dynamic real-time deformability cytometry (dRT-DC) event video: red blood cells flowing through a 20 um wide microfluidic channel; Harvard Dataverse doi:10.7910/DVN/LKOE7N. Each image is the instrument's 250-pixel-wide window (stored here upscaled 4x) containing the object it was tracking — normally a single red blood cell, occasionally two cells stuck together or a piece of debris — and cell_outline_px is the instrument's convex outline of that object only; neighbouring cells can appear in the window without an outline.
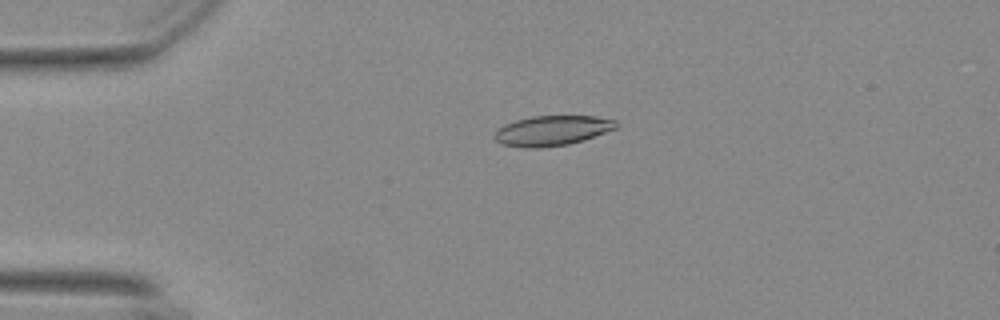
{"species": "Egyptian fruit bat (a non-hibernating species)", "species_latin": "Rousettus aegyptiacus", "temperature_condition": "warm", "stored_images_in_passage": 56, "camera_frame_rate_fps": 3000, "um_per_image_px": 0.085, "animal": {"sex": "female"}, "frame": {"image": 1, "passage_image": 13, "time_ms": 4.0, "image_size_px": [1000, 320], "cell_outline_px": [[620, 124], [616, 128], [584, 140], [568, 144], [540, 148], [528, 148], [500, 144], [492, 136], [496, 128], [504, 124], [516, 120], [532, 116], [596, 116], [616, 120]], "centroid_in_image_um": [46.9, 11.1], "position_along_channel_um": 38.1, "area_um2": 21.5}}
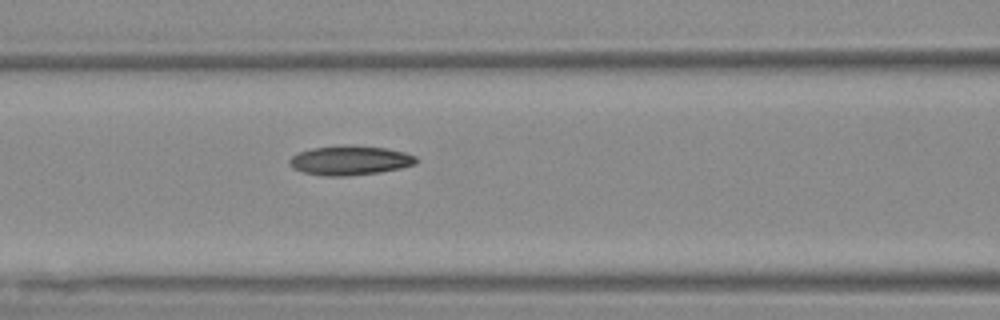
{"frame": {"image": 2, "passage_image": 24, "time_ms": 7.667, "image_size_px": [1000, 320], "cell_outline_px": [[416, 164], [400, 168], [380, 172], [348, 176], [324, 176], [304, 172], [292, 168], [288, 164], [288, 160], [296, 152], [312, 148], [384, 148], [404, 152], [416, 156]], "centroid_in_image_um": [29.7, 13.69], "position_along_channel_um": 136.9, "area_um2": 20.81}}
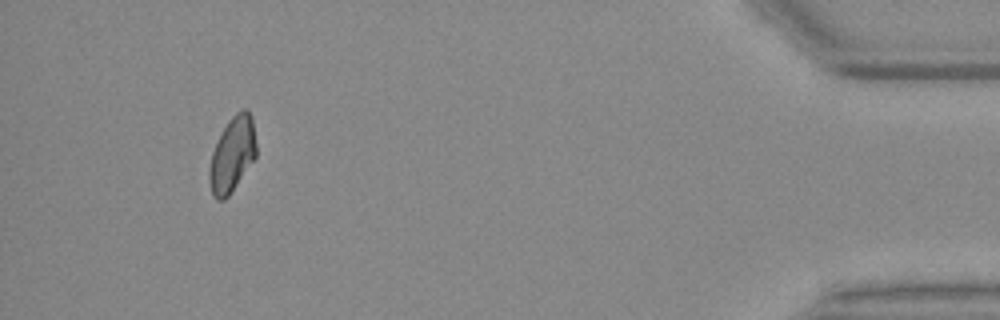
{"frame": {"image": 3, "passage_image": 52, "time_ms": 17.0, "image_size_px": [1000, 320], "cell_outline_px": [[256, 156], [228, 196], [224, 200], [216, 200], [212, 196], [208, 180], [208, 172], [212, 152], [228, 120], [236, 112], [244, 108], [248, 108], [252, 116], [256, 144]], "centroid_in_image_um": [19.73, 13.12], "position_along_channel_um": 415.5, "area_um2": 20.46}, "authors_computed_cell_mechanics": {"area_um2": 20.8658, "velocity_mm_per_s": 3.7038, "shape_relaxation_time_tau1_ms": null, "shape_relaxation_time_tau2_ms": 10.4339, "deformation_change_tau1": null, "deformation_change_tau2": 0.1732}}